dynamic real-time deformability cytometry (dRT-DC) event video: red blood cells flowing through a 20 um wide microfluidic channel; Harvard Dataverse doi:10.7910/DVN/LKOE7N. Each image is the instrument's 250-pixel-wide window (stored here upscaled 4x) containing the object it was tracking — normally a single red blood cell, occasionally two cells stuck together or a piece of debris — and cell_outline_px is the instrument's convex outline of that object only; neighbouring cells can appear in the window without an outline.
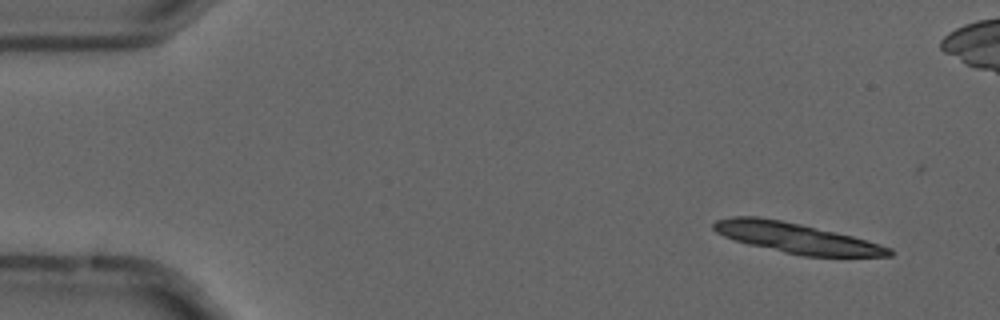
{"species": "common noctule bat (a hibernating species)", "species_latin": "Nyctalus noctula", "temperature_condition": "cold", "stored_images_in_passage": 4, "camera_frame_rate_fps": 3000, "um_per_image_px": 0.085, "animal": {"sex": "male", "forearm_length_mm": 52.5}, "frame": {"image": 1, "passage_image": 1, "time_ms": 0.0, "image_size_px": [1000, 320], "cell_outline_px": [[892, 256], [804, 256], [784, 252], [748, 244], [724, 236], [716, 232], [712, 228], [712, 224], [716, 220], [732, 216], [756, 216], [780, 220], [800, 224], [836, 232], [852, 236], [880, 244], [892, 248]], "centroid_in_image_um": [67.66, 20.22], "position_along_channel_um": 17.3, "area_um2": 30.58}}